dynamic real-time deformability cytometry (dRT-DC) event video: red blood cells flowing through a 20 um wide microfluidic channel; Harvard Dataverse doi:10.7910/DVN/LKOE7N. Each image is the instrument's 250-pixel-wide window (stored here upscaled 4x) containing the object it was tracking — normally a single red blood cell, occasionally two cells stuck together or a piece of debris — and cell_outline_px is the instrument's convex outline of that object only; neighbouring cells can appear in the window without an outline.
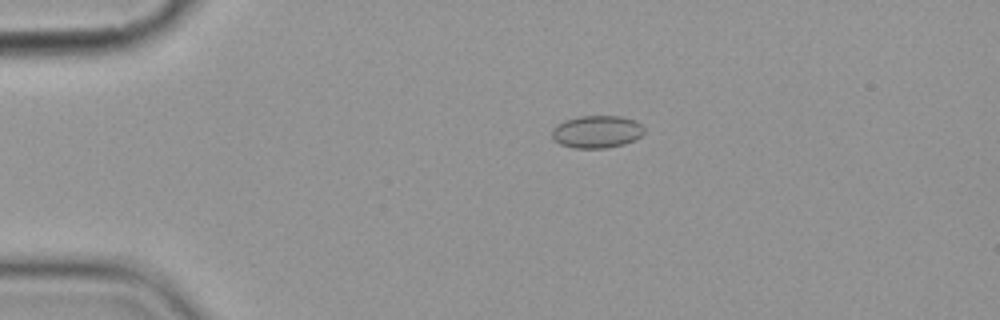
{"species": "common noctule bat (a hibernating species)", "species_latin": "Nyctalus noctula", "temperature_condition": "cold", "stored_images_in_passage": 7, "camera_frame_rate_fps": 3000, "um_per_image_px": 0.085, "animal": {"sex": "female", "body_mass_g": 19.9}, "frame": {"image": 1, "passage_image": 4, "time_ms": 3.333, "image_size_px": [1000, 320], "cell_outline_px": [[644, 132], [640, 136], [624, 144], [608, 148], [572, 148], [560, 144], [552, 136], [552, 128], [556, 124], [564, 120], [580, 116], [620, 116], [636, 120], [644, 128]], "centroid_in_image_um": [50.71, 11.19], "position_along_channel_um": 34.3, "area_um2": 17.51}}
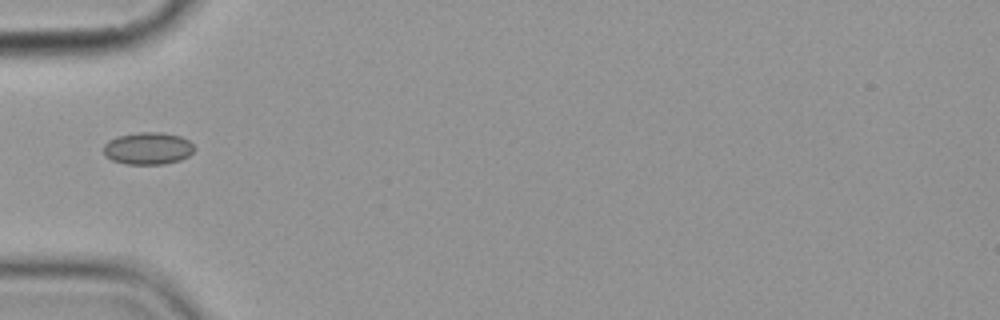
{"frame": {"image": 2, "passage_image": 6, "time_ms": 5.667, "image_size_px": [1000, 320], "cell_outline_px": [[196, 148], [188, 156], [180, 160], [164, 164], [124, 164], [112, 160], [104, 156], [104, 144], [108, 140], [116, 136], [136, 132], [160, 132], [180, 136], [188, 140]], "centroid_in_image_um": [12.55, 12.61], "position_along_channel_um": 72.5, "area_um2": 17.22}}
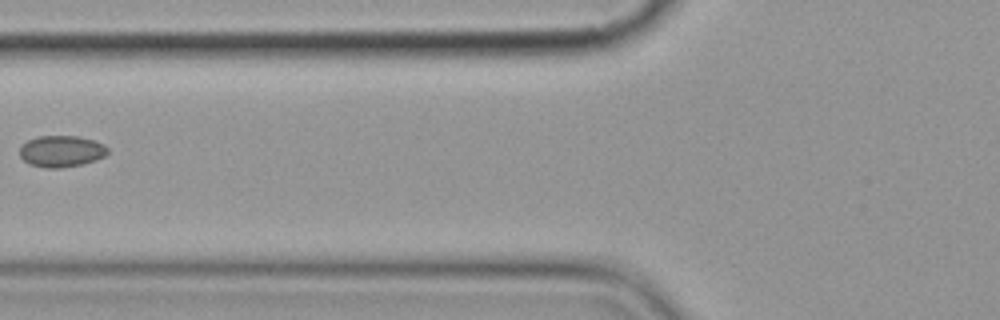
{"frame": {"image": 3, "passage_image": 7, "time_ms": 7.0, "image_size_px": [1000, 320], "cell_outline_px": [[108, 152], [104, 156], [96, 160], [80, 164], [60, 168], [48, 168], [28, 164], [20, 156], [20, 148], [28, 140], [36, 136], [80, 136], [104, 144], [108, 148]], "centroid_in_image_um": [5.22, 12.85], "position_along_channel_um": 120.6, "area_um2": 16.07}}